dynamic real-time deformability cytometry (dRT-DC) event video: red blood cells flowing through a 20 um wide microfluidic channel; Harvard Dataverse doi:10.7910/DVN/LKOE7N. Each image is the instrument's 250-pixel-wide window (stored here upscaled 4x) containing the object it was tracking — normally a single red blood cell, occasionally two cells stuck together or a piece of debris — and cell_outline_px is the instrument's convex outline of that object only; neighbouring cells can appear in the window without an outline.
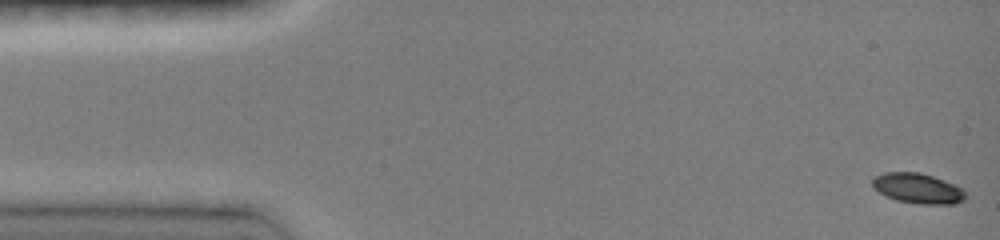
{"species": "common noctule bat (a hibernating species)", "species_latin": "Nyctalus noctula", "temperature_condition": "room temperature", "stored_images_in_passage": 36, "camera_frame_rate_fps": 3000, "um_per_image_px": 0.085, "animal": {"sex": "female", "body_mass_g": 19.0, "forearm_length_mm": 51.5}, "frame": {"image": 1, "passage_image": 1, "time_ms": 0.0, "image_size_px": [1000, 240], "cell_outline_px": [[968, 196], [964, 200], [956, 204], [920, 204], [896, 200], [884, 196], [872, 188], [872, 180], [876, 176], [884, 172], [920, 172], [944, 180], [964, 188]], "centroid_in_image_um": [78.03, 16.02], "position_along_channel_um": 7.0, "area_um2": 16.7}}
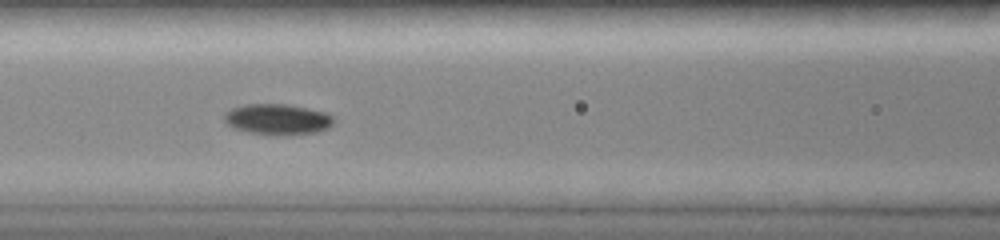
{"frame": {"image": 2, "passage_image": 18, "time_ms": 6.333, "image_size_px": [1000, 240], "cell_outline_px": [[336, 120], [328, 128], [316, 132], [292, 136], [272, 136], [252, 132], [236, 128], [228, 124], [224, 120], [224, 112], [232, 108], [244, 104], [284, 104], [308, 108], [328, 112]], "centroid_in_image_um": [23.64, 10.15], "position_along_channel_um": 143.0, "area_um2": 19.94}}
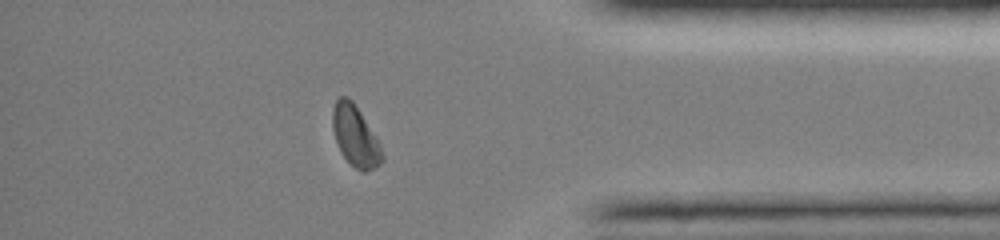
{"frame": {"image": 3, "passage_image": 33, "time_ms": 13.0, "image_size_px": [1000, 240], "cell_outline_px": [[384, 160], [376, 168], [364, 172], [360, 172], [340, 152], [332, 128], [332, 108], [336, 100], [340, 96], [348, 96], [352, 100], [376, 136], [380, 144], [384, 156]], "centroid_in_image_um": [30.21, 11.57], "position_along_channel_um": 405.0, "area_um2": 17.63}, "authors_computed_cell_mechanics": {"area_um2": 18.2937, "velocity_mm_per_s": 4.1095, "shape_relaxation_time_tau1_ms": 2.763, "shape_relaxation_time_tau2_ms": null, "deformation_change_tau1": 0.126, "deformation_change_tau2": null}}